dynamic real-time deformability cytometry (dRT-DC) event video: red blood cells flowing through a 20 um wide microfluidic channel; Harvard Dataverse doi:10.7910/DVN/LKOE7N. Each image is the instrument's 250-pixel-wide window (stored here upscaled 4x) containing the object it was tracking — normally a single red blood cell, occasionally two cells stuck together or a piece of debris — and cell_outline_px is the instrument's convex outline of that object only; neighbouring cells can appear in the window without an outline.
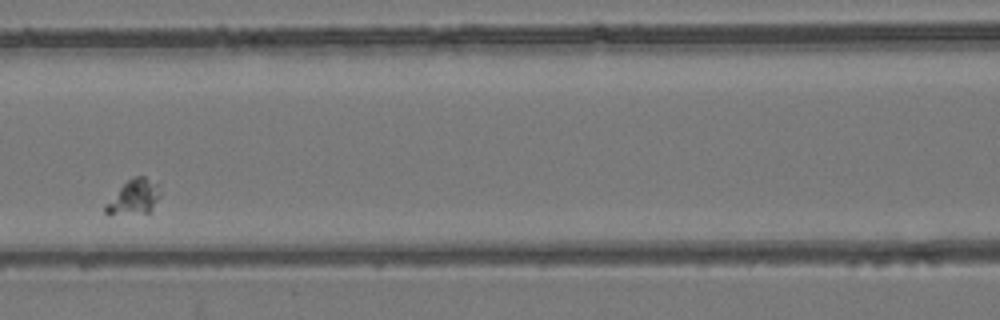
{"species": "common noctule bat (a hibernating species)", "species_latin": "Nyctalus noctula", "temperature_condition": "room temperature", "stored_images_in_passage": 8, "camera_frame_rate_fps": 3000, "um_per_image_px": 0.085, "animal": {"sex": "female", "body_mass_g": 24.6, "forearm_length_mm": 56.2}, "frame": {"image": 1, "passage_image": 4, "time_ms": 1.0, "image_size_px": [1000, 320], "cell_outline_px": [[164, 192], [152, 212], [108, 216], [104, 212], [104, 204], [128, 180], [136, 176], [144, 176], [156, 184]], "centroid_in_image_um": [11.41, 16.8], "position_along_channel_um": 155.2, "area_um2": 11.5}}
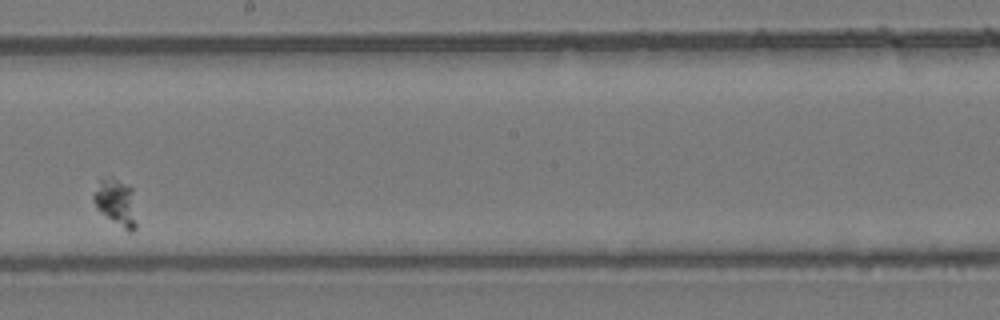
{"frame": {"image": 2, "passage_image": 6, "time_ms": 1.667, "image_size_px": [1000, 320], "cell_outline_px": [[136, 228], [132, 232], [128, 232], [100, 212], [96, 208], [92, 196], [100, 176], [112, 176], [128, 184], [132, 188], [136, 224]], "centroid_in_image_um": [9.84, 17.15], "position_along_channel_um": 238.4, "area_um2": 12.02}}
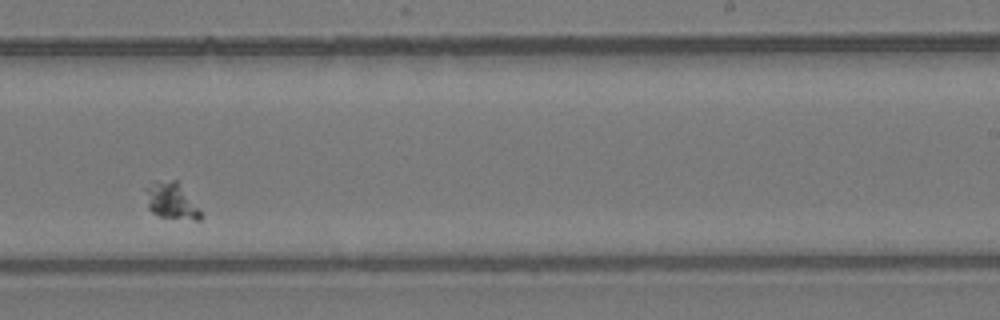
{"frame": {"image": 3, "passage_image": 7, "time_ms": 2.0, "image_size_px": [1000, 320], "cell_outline_px": [[204, 216], [200, 220], [192, 220], [156, 216], [148, 208], [144, 188], [152, 184], [172, 180], [176, 180]], "centroid_in_image_um": [14.55, 17.13], "position_along_channel_um": 274.4, "area_um2": 11.39}}